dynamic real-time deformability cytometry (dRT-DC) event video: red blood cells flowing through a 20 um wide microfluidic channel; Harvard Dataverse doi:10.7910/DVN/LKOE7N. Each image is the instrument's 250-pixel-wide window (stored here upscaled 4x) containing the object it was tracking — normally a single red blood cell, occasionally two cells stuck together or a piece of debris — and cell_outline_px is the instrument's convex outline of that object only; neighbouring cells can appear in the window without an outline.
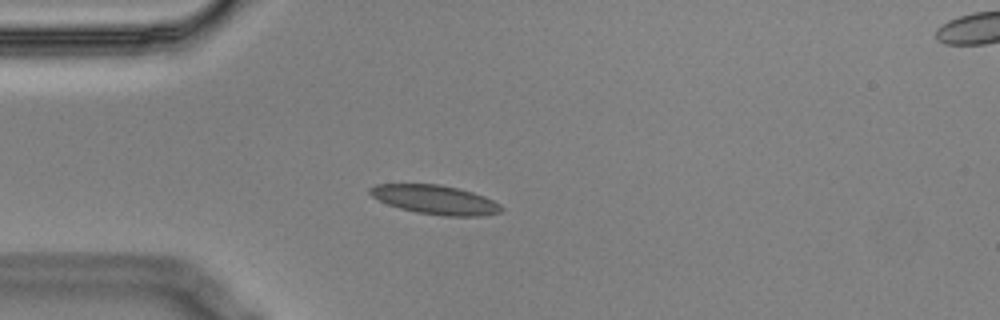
{"species": "Egyptian fruit bat (a non-hibernating species)", "species_latin": "Rousettus aegyptiacus", "temperature_condition": "cold", "stored_images_in_passage": 4, "camera_frame_rate_fps": 3000, "um_per_image_px": 0.085, "animal": {"sex": "male"}, "frame": {"image": 1, "passage_image": 3, "time_ms": 0.667, "image_size_px": [1000, 320], "cell_outline_px": [[504, 212], [484, 216], [444, 216], [416, 212], [400, 208], [388, 204], [372, 196], [368, 192], [368, 188], [376, 184], [440, 184], [472, 192], [484, 196], [500, 204], [504, 208]], "centroid_in_image_um": [37.02, 16.98], "position_along_channel_um": 48.0, "area_um2": 22.31}}